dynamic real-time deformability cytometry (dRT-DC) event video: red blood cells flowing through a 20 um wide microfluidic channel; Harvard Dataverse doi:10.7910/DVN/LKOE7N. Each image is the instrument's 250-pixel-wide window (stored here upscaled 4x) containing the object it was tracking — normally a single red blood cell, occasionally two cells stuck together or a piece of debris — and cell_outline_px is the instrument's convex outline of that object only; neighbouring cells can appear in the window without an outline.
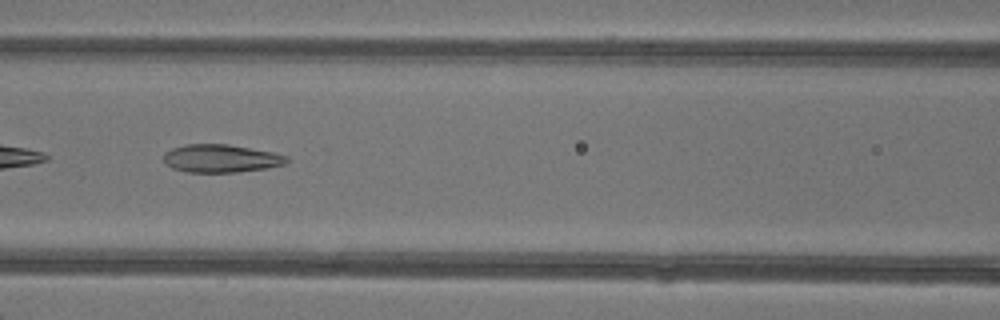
{"species": "common noctule bat (a hibernating species)", "species_latin": "Nyctalus noctula", "temperature_condition": "warm", "stored_images_in_passage": 3, "camera_frame_rate_fps": 3000, "um_per_image_px": 0.085, "animal": {"sex": "female"}, "frame": {"image": 1, "passage_image": 3, "time_ms": 2.0, "image_size_px": [1000, 320], "cell_outline_px": [[288, 160], [284, 164], [268, 168], [236, 172], [188, 172], [172, 168], [164, 160], [164, 152], [172, 148], [184, 144], [228, 144], [272, 152], [288, 156]], "centroid_in_image_um": [18.77, 13.46], "position_along_channel_um": 147.8, "area_um2": 20.0}}